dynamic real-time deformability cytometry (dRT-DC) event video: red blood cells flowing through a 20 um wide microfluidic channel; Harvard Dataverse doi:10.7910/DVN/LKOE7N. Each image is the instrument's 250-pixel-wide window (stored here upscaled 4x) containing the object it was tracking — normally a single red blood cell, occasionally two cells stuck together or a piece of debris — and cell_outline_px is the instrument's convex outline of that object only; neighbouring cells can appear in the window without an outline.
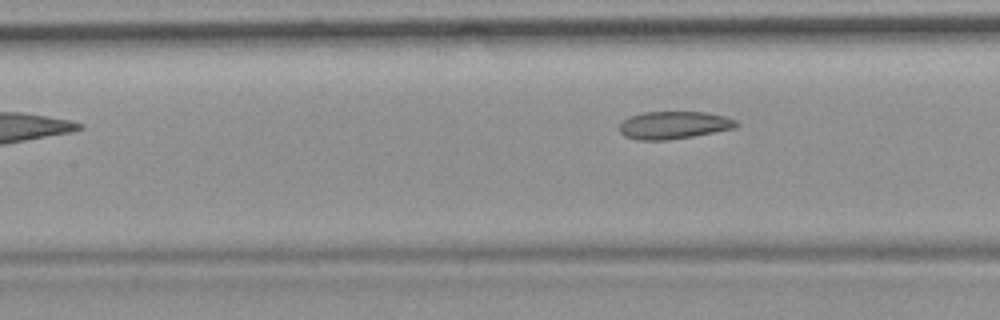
{"species": "common noctule bat (a hibernating species)", "species_latin": "Nyctalus noctula", "temperature_condition": "room temperature", "stored_images_in_passage": 9, "segment_of_instrument_passage": [2, 2], "camera_frame_rate_fps": 3000, "um_per_image_px": 0.085, "animal": {"sex": "female", "body_mass_g": 19.9}, "frame": {"image": 1, "passage_image": 9, "time_ms": 10.333, "image_size_px": [1000, 320], "cell_outline_px": [[740, 124], [736, 128], [692, 136], [668, 140], [640, 140], [624, 136], [620, 132], [620, 124], [628, 116], [644, 112], [708, 112], [724, 116], [736, 120]], "centroid_in_image_um": [57.29, 10.63], "position_along_channel_um": 150.1, "area_um2": 18.84}}